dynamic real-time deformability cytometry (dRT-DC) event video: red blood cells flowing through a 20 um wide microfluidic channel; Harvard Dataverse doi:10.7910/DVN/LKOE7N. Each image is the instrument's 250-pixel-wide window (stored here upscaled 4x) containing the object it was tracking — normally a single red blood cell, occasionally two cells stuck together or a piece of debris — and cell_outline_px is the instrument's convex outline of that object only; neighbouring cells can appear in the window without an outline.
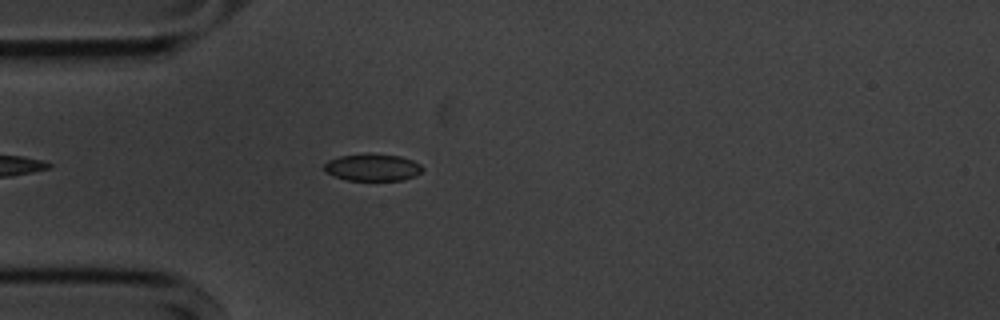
{"species": "common noctule bat (a hibernating species)", "species_latin": "Nyctalus noctula", "temperature_condition": "cold", "stored_images_in_passage": 23, "camera_frame_rate_fps": 3000, "um_per_image_px": 0.085, "animal": {"sex": "male", "body_mass_g": 20.1, "forearm_length_mm": 53.5}, "frame": {"image": 1, "passage_image": 5, "time_ms": 1.333, "image_size_px": [1000, 320], "cell_outline_px": [[424, 168], [416, 176], [404, 180], [348, 180], [324, 172], [324, 164], [328, 160], [340, 156], [368, 152], [372, 152], [400, 156], [412, 160], [420, 164]], "centroid_in_image_um": [31.67, 14.2], "position_along_channel_um": 53.3, "area_um2": 15.78}}
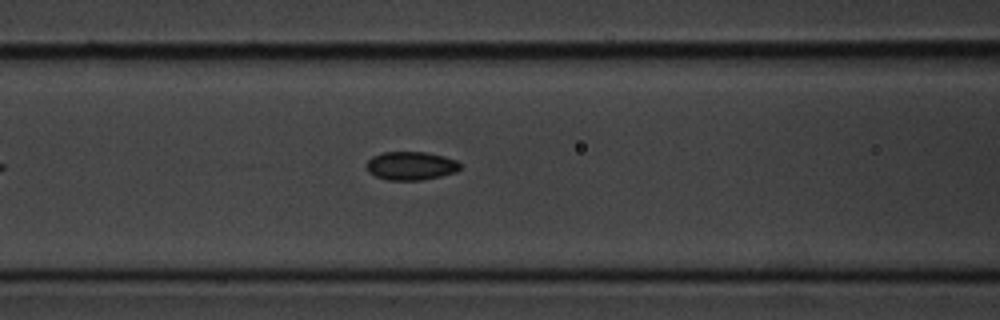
{"frame": {"image": 2, "passage_image": 12, "time_ms": 3.667, "image_size_px": [1000, 320], "cell_outline_px": [[460, 168], [456, 172], [440, 176], [420, 180], [388, 180], [376, 176], [368, 172], [368, 160], [372, 156], [384, 152], [424, 152], [444, 156], [456, 160], [460, 164]], "centroid_in_image_um": [34.93, 14.09], "position_along_channel_um": 131.7, "area_um2": 15.37}}
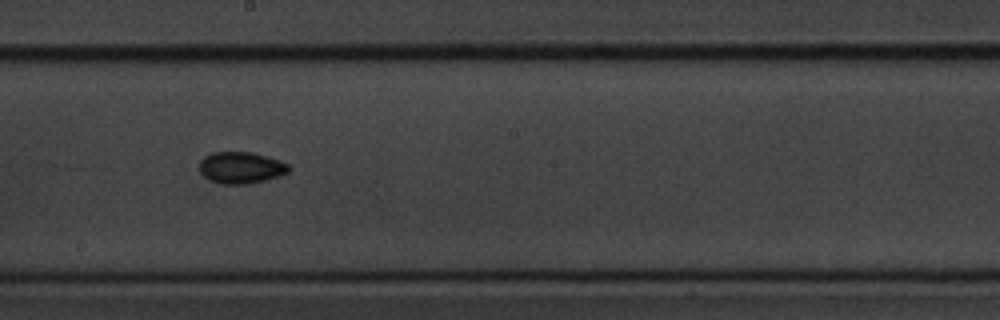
{"frame": {"image": 3, "passage_image": 20, "time_ms": 6.333, "image_size_px": [1000, 320], "cell_outline_px": [[288, 172], [264, 180], [248, 184], [220, 184], [208, 180], [200, 172], [200, 160], [204, 156], [212, 152], [252, 152], [268, 156], [280, 160], [288, 164]], "centroid_in_image_um": [20.44, 14.24], "position_along_channel_um": 227.8, "area_um2": 16.47}}